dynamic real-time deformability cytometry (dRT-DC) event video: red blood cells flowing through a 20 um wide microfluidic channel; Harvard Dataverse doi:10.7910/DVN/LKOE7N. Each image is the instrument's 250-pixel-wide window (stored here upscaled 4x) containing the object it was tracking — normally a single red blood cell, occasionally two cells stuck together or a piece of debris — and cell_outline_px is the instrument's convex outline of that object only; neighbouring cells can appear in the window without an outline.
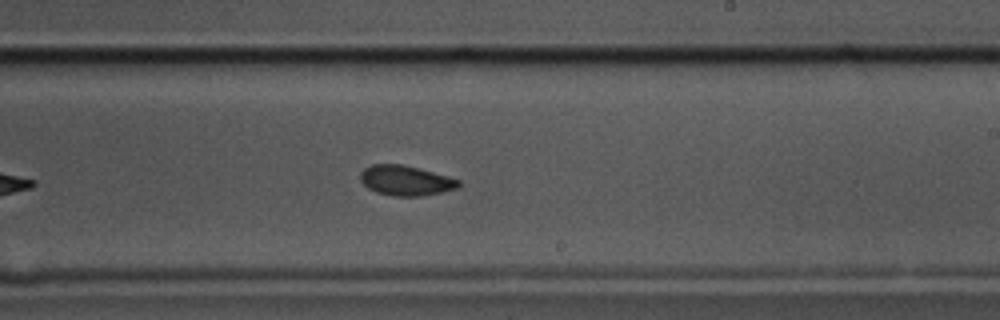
{"species": "common noctule bat (a hibernating species)", "species_latin": "Nyctalus noctula", "temperature_condition": "cold", "stored_images_in_passage": 55, "camera_frame_rate_fps": 3000, "um_per_image_px": 0.085, "animal": {"sex": "male", "body_mass_g": 17.5, "forearm_length_mm": 52.3}, "frame": {"image": 1, "passage_image": 32, "time_ms": 10.333, "image_size_px": [1000, 320], "cell_outline_px": [[460, 184], [456, 188], [440, 192], [420, 196], [396, 196], [376, 192], [368, 188], [360, 180], [360, 172], [364, 168], [372, 164], [400, 164], [432, 172], [460, 180]], "centroid_in_image_um": [34.43, 15.34], "position_along_channel_um": 254.6, "area_um2": 16.88}}
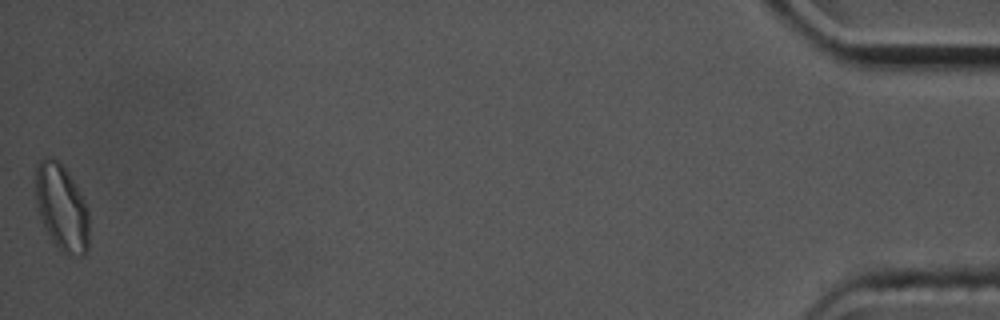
{"frame": {"image": 2, "passage_image": 55, "time_ms": 18.0, "image_size_px": [1000, 320], "cell_outline_px": [[88, 248], [84, 256], [80, 256], [64, 252], [52, 240], [40, 216], [36, 200], [36, 164], [44, 156], [52, 156], [68, 172], [80, 192], [88, 208]], "centroid_in_image_um": [5.25, 17.6], "position_along_channel_um": 429.9, "area_um2": 26.59}, "authors_computed_cell_mechanics": {"area_um2": 19.4208, "velocity_mm_per_s": 3.5558, "shape_relaxation_time_tau1_ms": 2.6606, "shape_relaxation_time_tau2_ms": 2.1724, "deformation_change_tau1": 0.1523, "deformation_change_tau2": 0.0671}}